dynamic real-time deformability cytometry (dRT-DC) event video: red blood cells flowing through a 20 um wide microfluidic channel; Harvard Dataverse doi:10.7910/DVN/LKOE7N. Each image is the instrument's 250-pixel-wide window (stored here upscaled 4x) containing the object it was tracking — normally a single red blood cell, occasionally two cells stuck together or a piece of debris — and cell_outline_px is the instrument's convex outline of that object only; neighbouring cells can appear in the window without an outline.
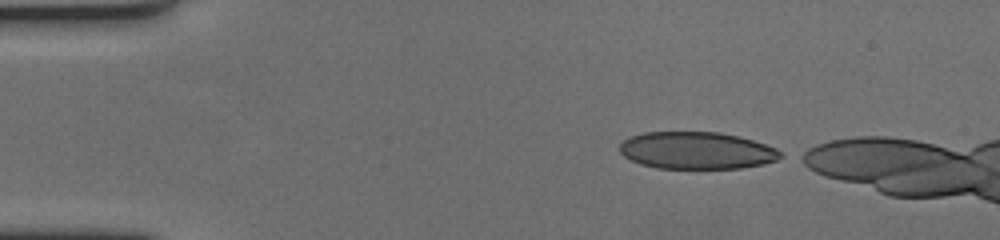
{"species": "human", "species_latin": "Homo sapiens", "temperature_condition": "cold", "stored_images_in_passage": 8, "camera_frame_rate_fps": 3000, "um_per_image_px": 0.085, "donor": {"sex": "female"}, "frame": {"image": 1, "passage_image": 1, "time_ms": 0.0, "image_size_px": [1000, 240], "cell_outline_px": [[784, 156], [776, 160], [764, 164], [740, 168], [656, 168], [640, 164], [624, 156], [620, 152], [620, 144], [624, 140], [632, 136], [644, 132], [720, 132], [740, 136], [776, 148]], "centroid_in_image_um": [59.22, 12.79], "position_along_channel_um": 25.8, "area_um2": 34.8}}